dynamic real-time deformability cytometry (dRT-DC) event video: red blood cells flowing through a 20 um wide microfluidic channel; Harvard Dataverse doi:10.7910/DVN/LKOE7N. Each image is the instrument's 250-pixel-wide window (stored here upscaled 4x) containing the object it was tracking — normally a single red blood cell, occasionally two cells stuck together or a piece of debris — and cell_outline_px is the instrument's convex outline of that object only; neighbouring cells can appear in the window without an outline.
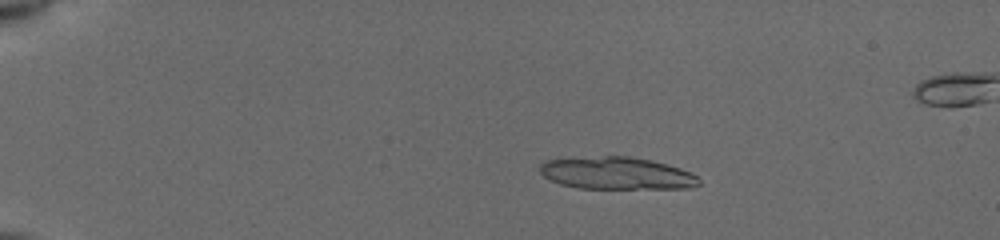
{"species": "common noctule bat (a hibernating species)", "species_latin": "Nyctalus noctula", "temperature_condition": "cold", "stored_images_in_passage": 44, "camera_frame_rate_fps": 3000, "um_per_image_px": 0.085, "animal": {"sex": "female", "body_mass_g": 19.5, "forearm_length_mm": 54.1}, "frame": {"image": 1, "passage_image": 1, "time_ms": 0.0, "image_size_px": [1000, 240], "cell_outline_px": [[700, 184], [692, 188], [576, 188], [560, 184], [544, 176], [540, 172], [540, 164], [544, 160], [604, 156], [628, 156], [652, 160], [680, 168], [692, 172], [700, 180]], "centroid_in_image_um": [52.43, 14.73], "position_along_channel_um": 32.6, "area_um2": 29.94}}
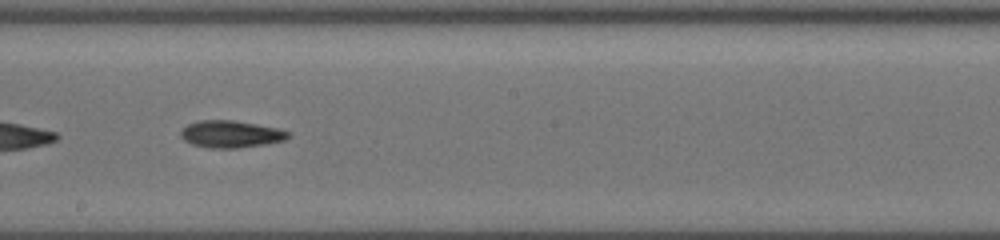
{"frame": {"image": 2, "passage_image": 23, "time_ms": 7.333, "image_size_px": [1000, 240], "cell_outline_px": [[292, 136], [284, 140], [264, 144], [236, 148], [208, 148], [192, 144], [184, 140], [180, 136], [180, 132], [188, 124], [200, 120], [232, 120], [256, 124], [276, 128], [292, 132]], "centroid_in_image_um": [19.63, 11.4], "position_along_channel_um": 228.6, "area_um2": 16.94}}
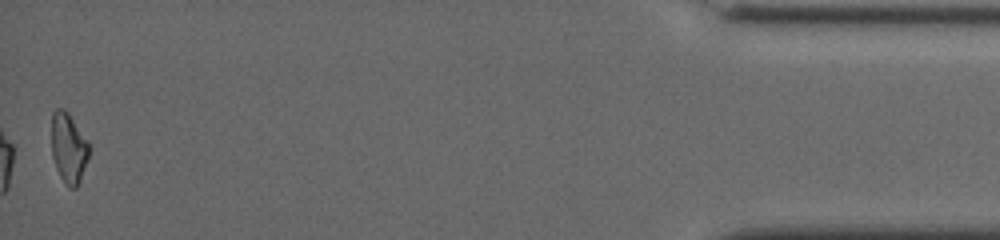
{"frame": {"image": 3, "passage_image": 44, "time_ms": 14.333, "image_size_px": [1000, 240], "cell_outline_px": [[88, 160], [80, 180], [76, 188], [68, 188], [64, 184], [56, 168], [52, 156], [52, 112], [56, 108], [64, 108], [68, 112], [88, 140]], "centroid_in_image_um": [5.82, 12.58], "position_along_channel_um": 429.4, "area_um2": 15.43}, "authors_computed_cell_mechanics": {"area_um2": 16.6464, "velocity_mm_per_s": 3.93, "shape_relaxation_time_tau1_ms": 5.4571, "shape_relaxation_time_tau2_ms": null, "deformation_change_tau1": 0.1464, "deformation_change_tau2": null}}